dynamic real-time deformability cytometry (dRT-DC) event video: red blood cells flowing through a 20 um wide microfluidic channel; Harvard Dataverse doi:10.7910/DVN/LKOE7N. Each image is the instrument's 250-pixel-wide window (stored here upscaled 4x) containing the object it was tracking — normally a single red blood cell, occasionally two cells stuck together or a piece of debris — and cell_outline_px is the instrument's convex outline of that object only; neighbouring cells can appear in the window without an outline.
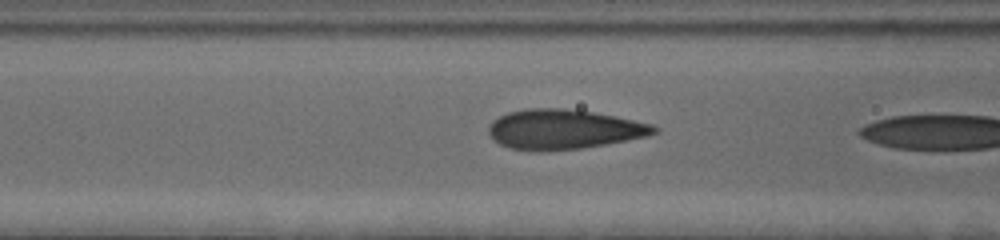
{"species": "human", "species_latin": "Homo sapiens", "temperature_condition": "cold", "stored_images_in_passage": 21, "camera_frame_rate_fps": 3000, "um_per_image_px": 0.085, "donor": {"sex": "female"}, "frame": {"image": 1, "passage_image": 20, "time_ms": 6.333, "image_size_px": [1000, 240], "cell_outline_px": [[660, 132], [648, 136], [628, 140], [580, 148], [540, 152], [508, 148], [500, 144], [488, 132], [488, 128], [492, 120], [508, 112], [528, 108], [560, 108], [592, 112], [652, 124], [660, 128]], "centroid_in_image_um": [47.91, 11.0], "position_along_channel_um": 118.7, "area_um2": 38.21}}